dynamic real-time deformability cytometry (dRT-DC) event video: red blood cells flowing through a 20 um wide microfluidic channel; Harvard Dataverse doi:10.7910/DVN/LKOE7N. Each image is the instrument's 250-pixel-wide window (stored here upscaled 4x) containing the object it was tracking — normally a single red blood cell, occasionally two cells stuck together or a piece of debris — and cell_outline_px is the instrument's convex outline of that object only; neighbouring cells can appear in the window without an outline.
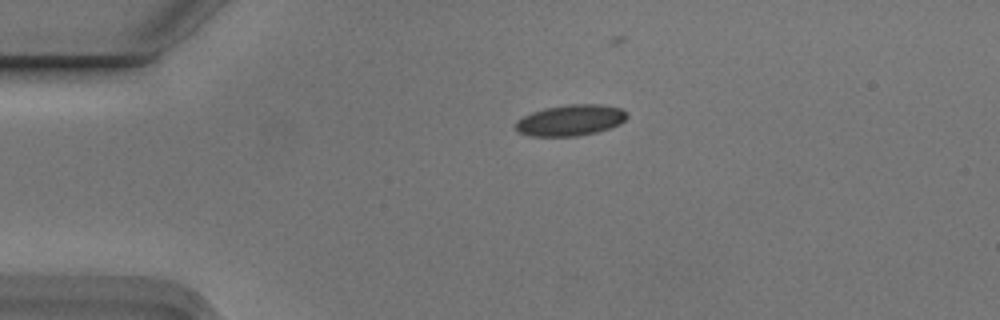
{"species": "Egyptian fruit bat (a non-hibernating species)", "species_latin": "Rousettus aegyptiacus", "temperature_condition": "cold", "stored_images_in_passage": 2, "camera_frame_rate_fps": 3000, "um_per_image_px": 0.085, "animal": {"sex": "male"}, "frame": {"image": 1, "passage_image": 1, "time_ms": 0.0, "image_size_px": [1000, 320], "cell_outline_px": [[628, 116], [620, 124], [596, 132], [576, 136], [528, 136], [516, 132], [516, 120], [532, 112], [544, 108], [568, 104], [596, 104], [620, 108]], "centroid_in_image_um": [48.44, 10.22], "position_along_channel_um": 36.6, "area_um2": 20.06}}